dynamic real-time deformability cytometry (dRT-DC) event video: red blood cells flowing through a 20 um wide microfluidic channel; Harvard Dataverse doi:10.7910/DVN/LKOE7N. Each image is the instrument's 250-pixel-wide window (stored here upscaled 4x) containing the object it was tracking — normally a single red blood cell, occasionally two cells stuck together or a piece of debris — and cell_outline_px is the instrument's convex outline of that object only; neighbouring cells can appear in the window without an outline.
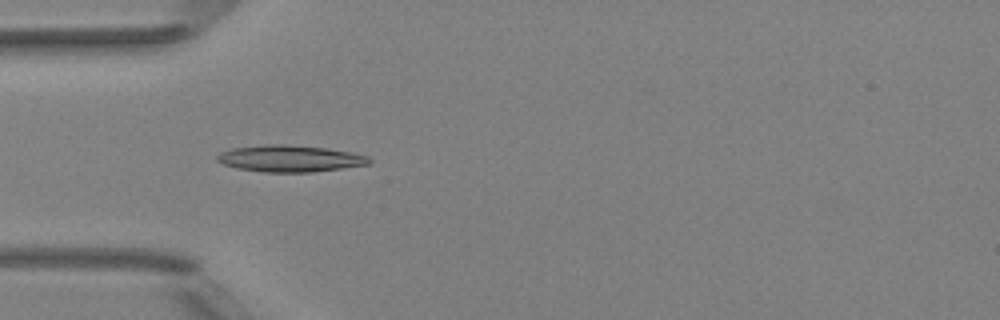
{"species": "Egyptian fruit bat (a non-hibernating species)", "species_latin": "Rousettus aegyptiacus", "temperature_condition": "room temperature", "stored_images_in_passage": 33, "camera_frame_rate_fps": 3000, "um_per_image_px": 0.085, "animal": {"sex": "female"}, "frame": {"image": 1, "passage_image": 3, "time_ms": 0.667, "image_size_px": [1000, 320], "cell_outline_px": [[372, 164], [312, 172], [264, 172], [236, 168], [224, 164], [216, 160], [216, 156], [220, 152], [232, 148], [268, 144], [284, 144], [328, 148], [352, 152], [368, 156], [372, 160]], "centroid_in_image_um": [24.67, 13.47], "position_along_channel_um": 60.3, "area_um2": 23.76}}
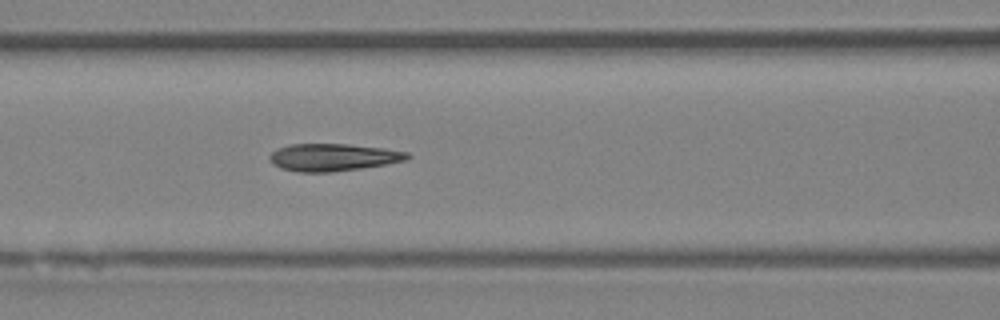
{"frame": {"image": 2, "passage_image": 9, "time_ms": 2.667, "image_size_px": [1000, 320], "cell_outline_px": [[412, 156], [408, 160], [360, 168], [332, 172], [296, 172], [280, 168], [272, 164], [268, 156], [276, 148], [292, 144], [348, 144], [380, 148], [408, 152]], "centroid_in_image_um": [28.27, 13.37], "position_along_channel_um": 138.3, "area_um2": 21.96}}
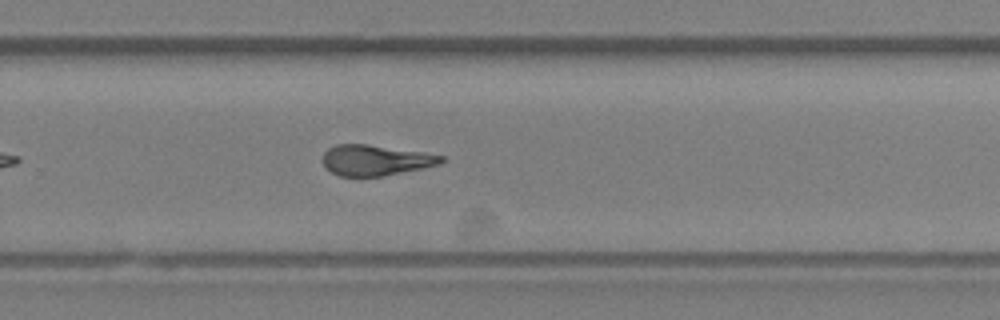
{"frame": {"image": 3, "passage_image": 21, "time_ms": 6.667, "image_size_px": [1000, 320], "cell_outline_px": [[444, 160], [436, 164], [424, 168], [384, 176], [340, 176], [332, 172], [324, 164], [324, 152], [328, 148], [336, 144], [368, 144], [420, 152], [444, 156]], "centroid_in_image_um": [31.9, 13.62], "position_along_channel_um": 297.9, "area_um2": 20.81}, "authors_computed_cell_mechanics": {"area_um2": 21.7906, "velocity_mm_per_s": 4.0058, "shape_relaxation_time_tau1_ms": 5.3377, "shape_relaxation_time_tau2_ms": 1.9645, "deformation_change_tau1": 0.2103, "deformation_change_tau2": 0.1189}}